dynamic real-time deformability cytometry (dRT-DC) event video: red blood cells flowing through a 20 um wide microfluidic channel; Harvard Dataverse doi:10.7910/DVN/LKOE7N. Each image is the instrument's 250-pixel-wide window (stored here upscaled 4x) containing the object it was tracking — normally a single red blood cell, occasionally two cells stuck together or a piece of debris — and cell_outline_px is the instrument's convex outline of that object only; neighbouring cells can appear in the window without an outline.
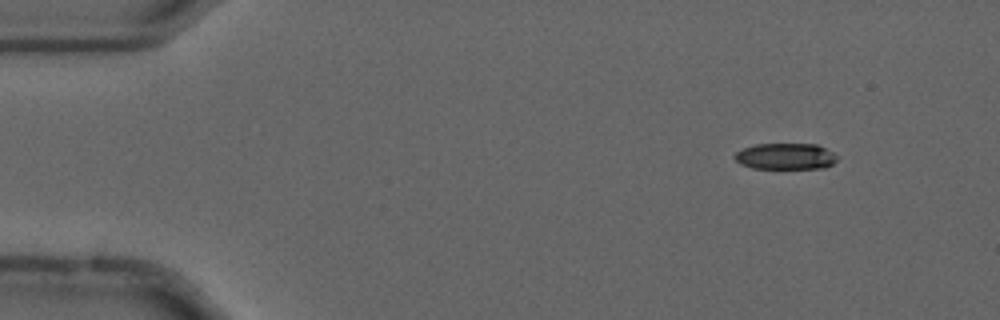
{"species": "common noctule bat (a hibernating species)", "species_latin": "Nyctalus noctula", "temperature_condition": "cold", "stored_images_in_passage": 55, "camera_frame_rate_fps": 3000, "um_per_image_px": 0.085, "animal": {"sex": "male", "forearm_length_mm": 52.5}, "frame": {"image": 1, "passage_image": 6, "time_ms": 1.667, "image_size_px": [1000, 320], "cell_outline_px": [[836, 160], [832, 164], [824, 168], [752, 168], [740, 164], [732, 156], [736, 152], [744, 148], [756, 144], [816, 144], [832, 152], [836, 156]], "centroid_in_image_um": [66.74, 13.29], "position_along_channel_um": 18.3, "area_um2": 15.55}}
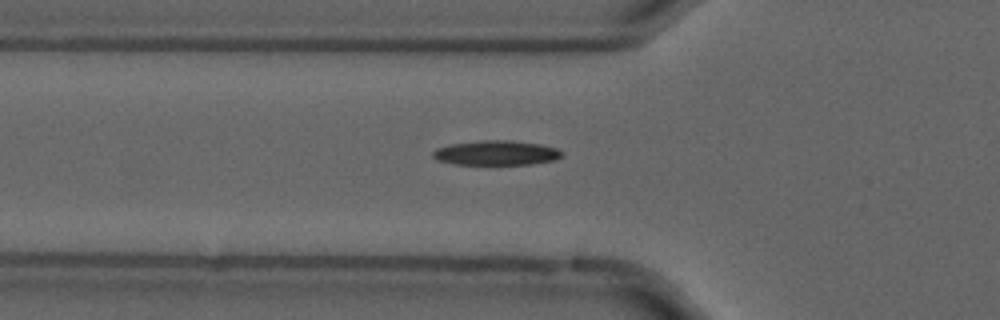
{"frame": {"image": 2, "passage_image": 19, "time_ms": 6.0, "image_size_px": [1000, 320], "cell_outline_px": [[564, 152], [556, 160], [532, 164], [456, 164], [436, 160], [432, 156], [432, 152], [436, 148], [452, 144], [480, 140], [512, 140], [540, 144], [556, 148]], "centroid_in_image_um": [42.18, 12.99], "position_along_channel_um": 83.6, "area_um2": 18.55}}
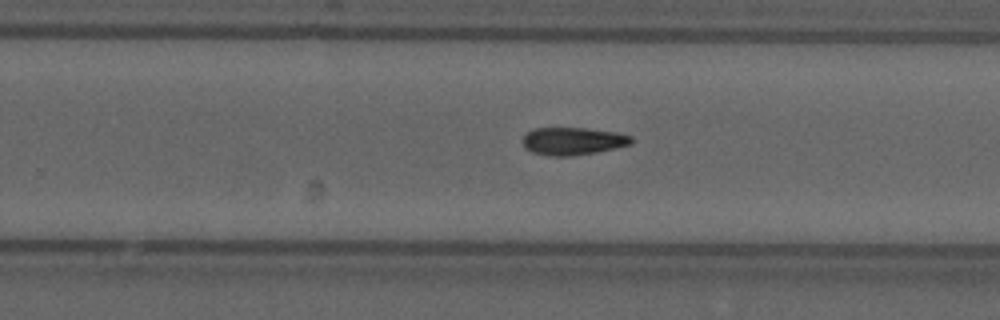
{"frame": {"image": 3, "passage_image": 35, "time_ms": 11.333, "image_size_px": [1000, 320], "cell_outline_px": [[632, 144], [616, 148], [596, 152], [572, 156], [548, 156], [532, 152], [524, 148], [524, 136], [532, 128], [584, 128], [620, 132], [632, 136]], "centroid_in_image_um": [48.72, 11.99], "position_along_channel_um": 281.1, "area_um2": 17.63}, "authors_computed_cell_mechanics": {"area_um2": 16.9354, "velocity_mm_per_s": 3.7015, "shape_relaxation_time_tau1_ms": 5.9918, "shape_relaxation_time_tau2_ms": null, "deformation_change_tau1": 0.1309, "deformation_change_tau2": null}}